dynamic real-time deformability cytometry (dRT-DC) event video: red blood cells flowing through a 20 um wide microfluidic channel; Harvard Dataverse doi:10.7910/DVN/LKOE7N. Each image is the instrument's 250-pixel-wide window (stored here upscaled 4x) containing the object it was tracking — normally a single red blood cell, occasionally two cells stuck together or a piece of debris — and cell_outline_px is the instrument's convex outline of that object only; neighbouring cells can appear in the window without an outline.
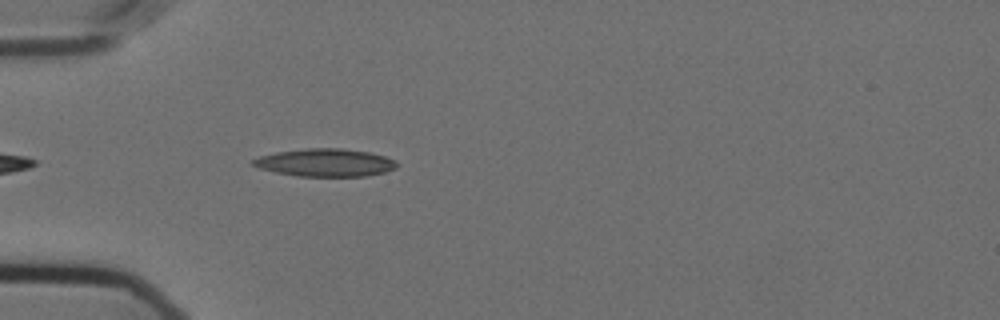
{"species": "Egyptian fruit bat (a non-hibernating species)", "species_latin": "Rousettus aegyptiacus", "temperature_condition": "cold", "stored_images_in_passage": 28, "camera_frame_rate_fps": 3000, "um_per_image_px": 0.085, "animal": {"sex": "female"}, "frame": {"image": 1, "passage_image": 4, "time_ms": 1.0, "image_size_px": [1000, 320], "cell_outline_px": [[400, 164], [396, 168], [384, 172], [364, 176], [296, 176], [276, 172], [260, 168], [252, 164], [252, 160], [260, 156], [276, 152], [308, 148], [340, 148], [368, 152], [384, 156], [396, 160]], "centroid_in_image_um": [27.68, 13.82], "position_along_channel_um": 57.3, "area_um2": 23.18}}
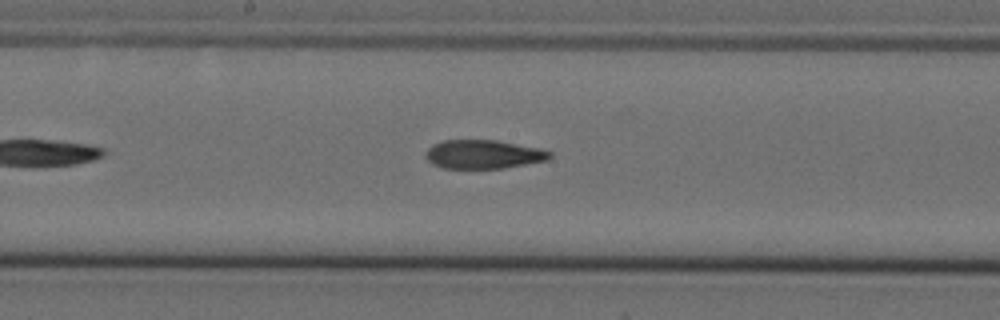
{"frame": {"image": 2, "passage_image": 17, "time_ms": 5.333, "image_size_px": [1000, 320], "cell_outline_px": [[552, 156], [548, 160], [504, 168], [440, 168], [432, 164], [424, 156], [424, 152], [432, 144], [440, 140], [496, 140], [540, 148], [552, 152]], "centroid_in_image_um": [41.05, 13.11], "position_along_channel_um": 207.1, "area_um2": 21.04}}
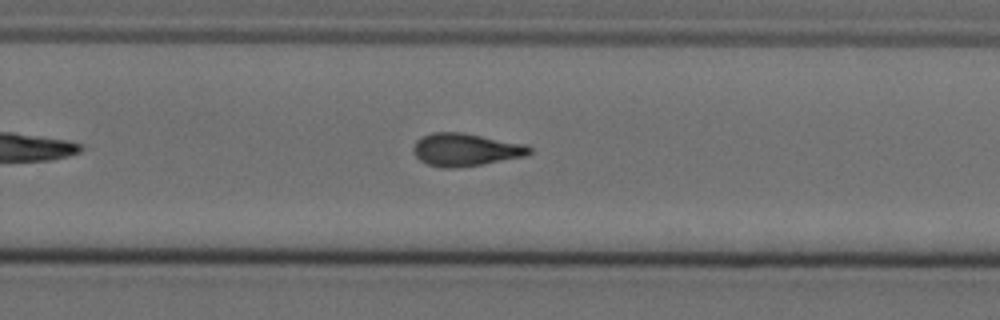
{"frame": {"image": 3, "passage_image": 24, "time_ms": 7.667, "image_size_px": [1000, 320], "cell_outline_px": [[532, 152], [524, 156], [484, 164], [456, 168], [440, 168], [428, 164], [420, 160], [412, 152], [412, 148], [416, 140], [420, 136], [432, 132], [464, 132], [528, 144], [532, 148]], "centroid_in_image_um": [39.57, 12.71], "position_along_channel_um": 290.2, "area_um2": 22.6}}